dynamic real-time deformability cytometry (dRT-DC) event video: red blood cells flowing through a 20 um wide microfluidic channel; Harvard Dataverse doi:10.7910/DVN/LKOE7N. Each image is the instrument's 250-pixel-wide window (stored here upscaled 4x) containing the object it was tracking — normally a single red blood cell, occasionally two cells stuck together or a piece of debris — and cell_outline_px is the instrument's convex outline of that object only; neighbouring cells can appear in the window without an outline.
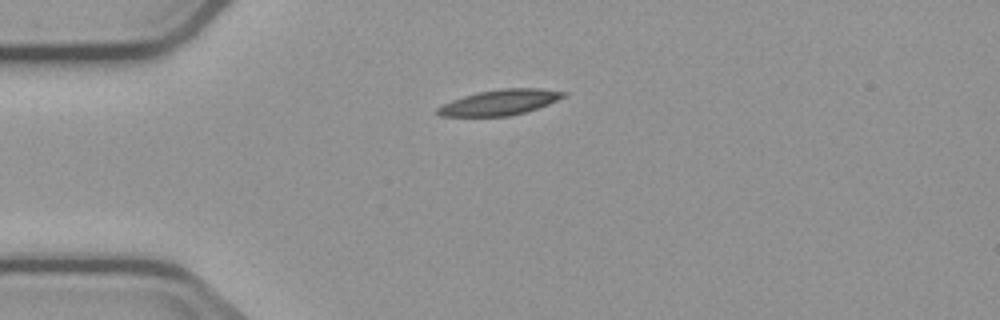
{"species": "common noctule bat (a hibernating species)", "species_latin": "Nyctalus noctula", "temperature_condition": "cold", "stored_images_in_passage": 2, "camera_frame_rate_fps": 3000, "um_per_image_px": 0.085, "animal": {"sex": "male", "body_mass_g": 23.1, "forearm_length_mm": 52.7}, "frame": {"image": 1, "passage_image": 1, "time_ms": 0.0, "image_size_px": [1000, 320], "cell_outline_px": [[568, 96], [548, 104], [524, 112], [508, 116], [440, 116], [436, 112], [436, 108], [452, 100], [464, 96], [480, 92], [500, 88], [540, 88], [568, 92]], "centroid_in_image_um": [42.53, 8.69], "position_along_channel_um": 42.5, "area_um2": 18.61}}